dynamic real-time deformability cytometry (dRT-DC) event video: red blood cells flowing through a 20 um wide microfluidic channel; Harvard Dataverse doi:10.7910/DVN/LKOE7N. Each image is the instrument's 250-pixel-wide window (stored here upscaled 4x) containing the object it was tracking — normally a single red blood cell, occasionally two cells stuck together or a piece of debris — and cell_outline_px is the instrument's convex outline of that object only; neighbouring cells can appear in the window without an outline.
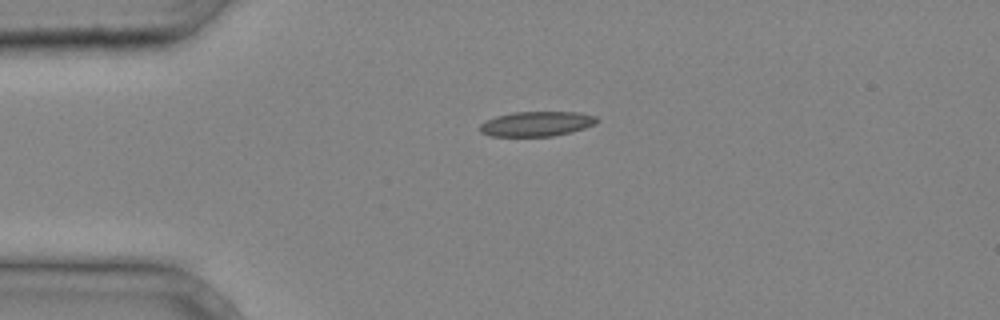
{"species": "common noctule bat (a hibernating species)", "species_latin": "Nyctalus noctula", "temperature_condition": "cold", "stored_images_in_passage": 1, "camera_frame_rate_fps": 3000, "um_per_image_px": 0.085, "animal": {"sex": "male", "body_mass_g": 20.4}, "frame": {"image": 1, "passage_image": 1, "time_ms": 0.0, "image_size_px": [1000, 320], "cell_outline_px": [[600, 120], [596, 124], [572, 132], [552, 136], [492, 136], [480, 132], [480, 124], [484, 120], [496, 116], [512, 112], [580, 112], [596, 116]], "centroid_in_image_um": [45.63, 10.52], "position_along_channel_um": 39.4, "area_um2": 17.11}}